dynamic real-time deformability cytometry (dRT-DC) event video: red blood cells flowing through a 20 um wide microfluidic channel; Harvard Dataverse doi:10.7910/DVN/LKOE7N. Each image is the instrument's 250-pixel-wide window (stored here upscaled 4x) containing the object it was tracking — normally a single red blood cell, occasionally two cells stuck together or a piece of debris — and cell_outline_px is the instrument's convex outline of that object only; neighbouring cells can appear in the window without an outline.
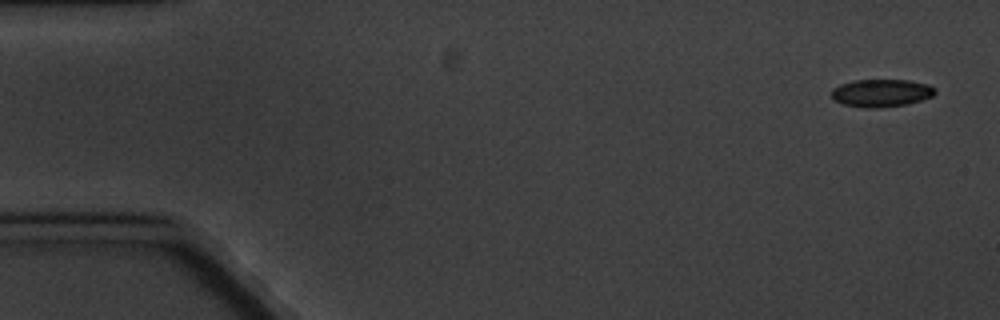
{"species": "common noctule bat (a hibernating species)", "species_latin": "Nyctalus noctula", "temperature_condition": "cold", "stored_images_in_passage": 6, "camera_frame_rate_fps": 3000, "um_per_image_px": 0.085, "animal": {"sex": "male", "body_mass_g": 20.1, "forearm_length_mm": 53.5}, "frame": {"image": 1, "passage_image": 1, "time_ms": 0.0, "image_size_px": [1000, 320], "cell_outline_px": [[936, 92], [932, 96], [908, 104], [880, 108], [868, 108], [844, 104], [836, 100], [832, 96], [832, 88], [840, 84], [856, 80], [908, 80], [928, 84], [936, 88]], "centroid_in_image_um": [74.94, 7.9], "position_along_channel_um": 10.1, "area_um2": 16.65}}